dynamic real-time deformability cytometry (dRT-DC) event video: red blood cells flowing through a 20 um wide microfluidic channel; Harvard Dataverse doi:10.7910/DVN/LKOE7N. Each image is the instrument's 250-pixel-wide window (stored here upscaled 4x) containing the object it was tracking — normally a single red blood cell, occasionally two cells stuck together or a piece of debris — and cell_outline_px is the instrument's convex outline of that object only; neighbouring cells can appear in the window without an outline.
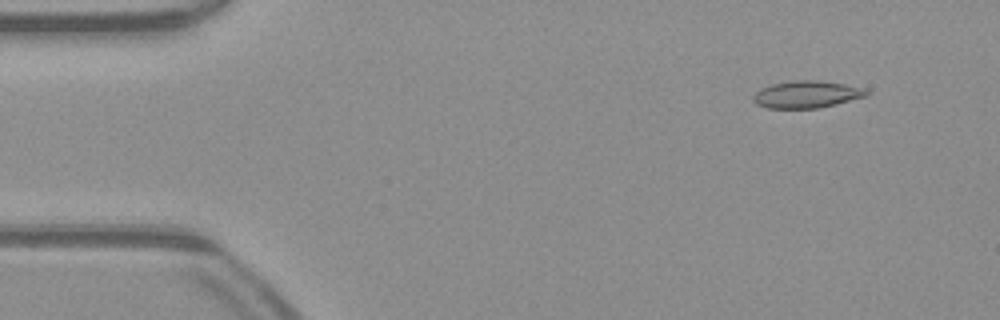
{"species": "common noctule bat (a hibernating species)", "species_latin": "Nyctalus noctula", "temperature_condition": "warm", "stored_images_in_passage": 51, "camera_frame_rate_fps": 3000, "um_per_image_px": 0.085, "animal": {"sex": "male", "body_mass_g": 23.1, "forearm_length_mm": 52.7}, "frame": {"image": 1, "passage_image": 5, "time_ms": 1.333, "image_size_px": [1000, 320], "cell_outline_px": [[872, 92], [868, 96], [836, 104], [816, 108], [768, 108], [756, 104], [752, 100], [752, 96], [760, 88], [772, 84], [792, 80], [816, 80], [844, 84], [864, 88]], "centroid_in_image_um": [68.58, 8.02], "position_along_channel_um": 16.4, "area_um2": 18.03}}
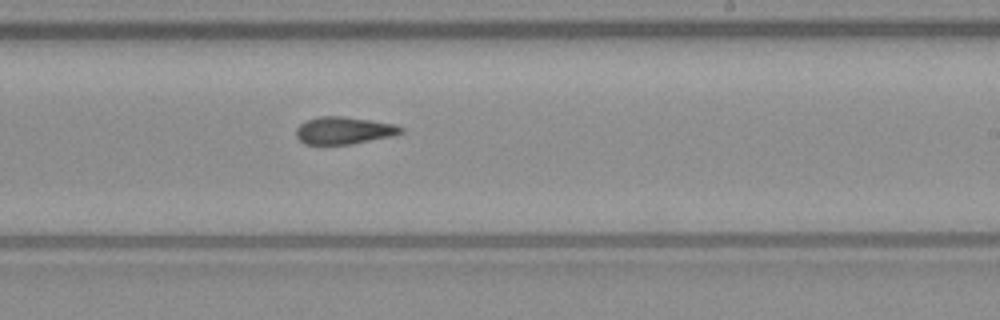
{"frame": {"image": 2, "passage_image": 30, "time_ms": 9.667, "image_size_px": [1000, 320], "cell_outline_px": [[404, 132], [392, 136], [352, 144], [304, 144], [296, 136], [296, 128], [304, 120], [320, 116], [344, 116], [396, 124], [404, 128]], "centroid_in_image_um": [29.23, 11.08], "position_along_channel_um": 259.8, "area_um2": 16.82}}
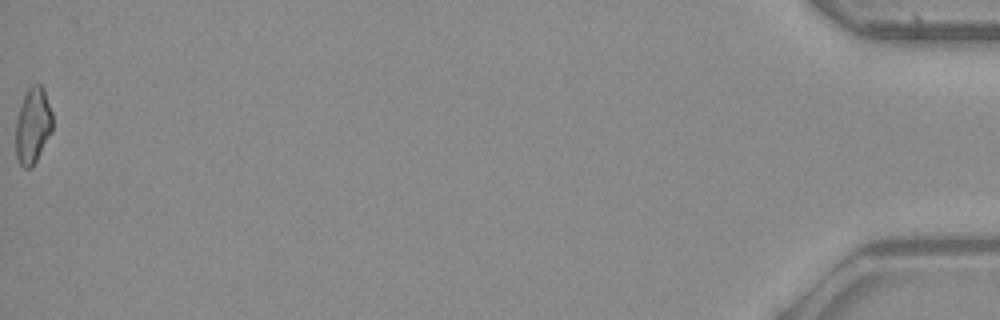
{"frame": {"image": 3, "passage_image": 51, "time_ms": 16.667, "image_size_px": [1000, 320], "cell_outline_px": [[52, 132], [32, 168], [24, 168], [20, 164], [16, 156], [16, 120], [20, 104], [28, 88], [32, 84], [40, 84], [44, 88], [52, 112]], "centroid_in_image_um": [2.79, 10.67], "position_along_channel_um": 432.4, "area_um2": 16.42}, "authors_computed_cell_mechanics": {"area_um2": 17.1088, "velocity_mm_per_s": 4.072, "shape_relaxation_time_tau1_ms": null, "shape_relaxation_time_tau2_ms": 4.7594, "deformation_change_tau1": null, "deformation_change_tau2": 0.12}}